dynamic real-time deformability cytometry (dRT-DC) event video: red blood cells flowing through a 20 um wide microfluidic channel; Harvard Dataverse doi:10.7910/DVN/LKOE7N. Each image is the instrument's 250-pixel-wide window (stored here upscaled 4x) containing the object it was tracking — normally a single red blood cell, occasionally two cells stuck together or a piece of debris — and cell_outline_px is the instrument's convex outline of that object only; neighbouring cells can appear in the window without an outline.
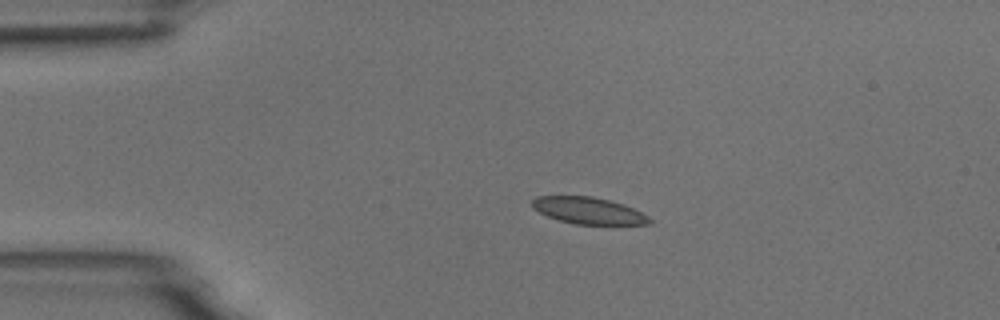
{"species": "common noctule bat (a hibernating species)", "species_latin": "Nyctalus noctula", "temperature_condition": "room temperature", "stored_images_in_passage": 2, "camera_frame_rate_fps": 3000, "um_per_image_px": 0.085, "animal": {"sex": "male", "body_mass_g": 18.8}, "frame": {"image": 1, "passage_image": 1, "time_ms": 0.0, "image_size_px": [1000, 320], "cell_outline_px": [[652, 224], [576, 224], [560, 220], [548, 216], [532, 208], [532, 200], [536, 196], [592, 196], [624, 204], [648, 216], [652, 220]], "centroid_in_image_um": [50.02, 17.9], "position_along_channel_um": 35.0, "area_um2": 18.09}}